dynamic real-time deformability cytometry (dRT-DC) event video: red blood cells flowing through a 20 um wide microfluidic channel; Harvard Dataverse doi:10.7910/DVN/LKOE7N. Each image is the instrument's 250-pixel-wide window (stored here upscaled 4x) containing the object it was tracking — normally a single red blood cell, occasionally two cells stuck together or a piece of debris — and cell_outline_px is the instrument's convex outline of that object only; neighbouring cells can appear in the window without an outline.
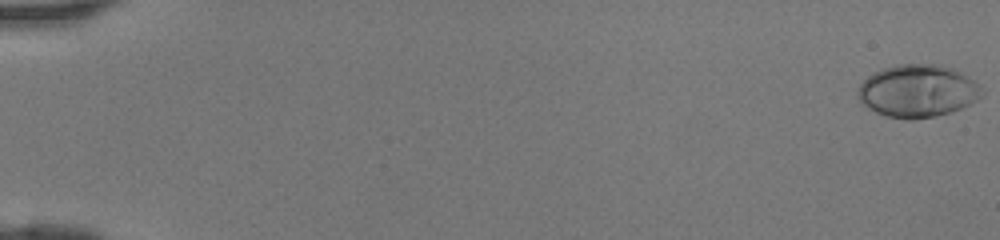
{"species": "human", "species_latin": "Homo sapiens", "temperature_condition": "room temperature", "stored_images_in_passage": 47, "camera_frame_rate_fps": 3000, "um_per_image_px": 0.085, "donor": {"sex": "female"}, "frame": {"image": 1, "passage_image": 1, "time_ms": 0.0, "image_size_px": [1000, 240], "cell_outline_px": [[984, 88], [980, 96], [976, 100], [952, 112], [936, 116], [912, 120], [904, 120], [888, 116], [876, 112], [868, 108], [860, 100], [856, 92], [860, 84], [868, 76], [884, 68], [896, 64], [940, 64], [952, 68], [960, 72]], "centroid_in_image_um": [77.99, 7.74], "position_along_channel_um": 7.0, "area_um2": 37.92}}
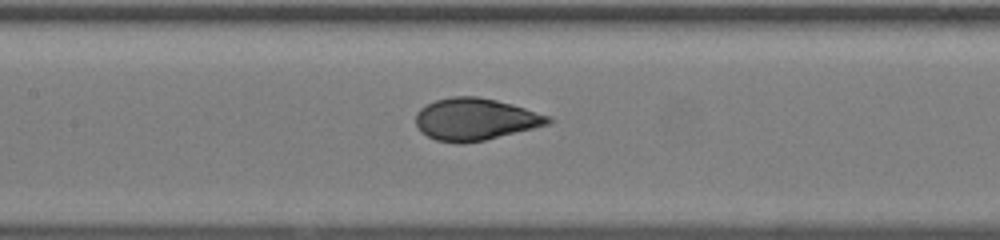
{"frame": {"image": 2, "passage_image": 24, "time_ms": 7.667, "image_size_px": [1000, 240], "cell_outline_px": [[556, 120], [548, 124], [484, 140], [460, 144], [436, 140], [420, 132], [416, 124], [416, 112], [420, 108], [436, 100], [452, 96], [476, 96], [496, 100], [512, 104], [552, 116]], "centroid_in_image_um": [40.4, 10.13], "position_along_channel_um": 167.0, "area_um2": 32.43}}
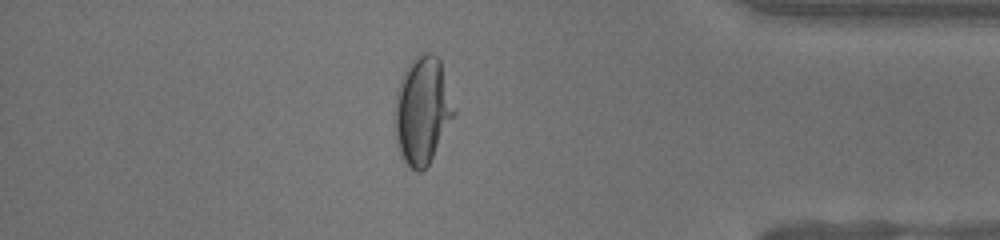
{"frame": {"image": 3, "passage_image": 41, "time_ms": 13.333, "image_size_px": [1000, 240], "cell_outline_px": [[456, 112], [428, 164], [420, 172], [416, 172], [404, 160], [400, 152], [396, 140], [396, 92], [400, 80], [408, 64], [420, 52], [432, 52], [440, 60]], "centroid_in_image_um": [35.91, 9.34], "position_along_channel_um": 399.3, "area_um2": 36.36}}